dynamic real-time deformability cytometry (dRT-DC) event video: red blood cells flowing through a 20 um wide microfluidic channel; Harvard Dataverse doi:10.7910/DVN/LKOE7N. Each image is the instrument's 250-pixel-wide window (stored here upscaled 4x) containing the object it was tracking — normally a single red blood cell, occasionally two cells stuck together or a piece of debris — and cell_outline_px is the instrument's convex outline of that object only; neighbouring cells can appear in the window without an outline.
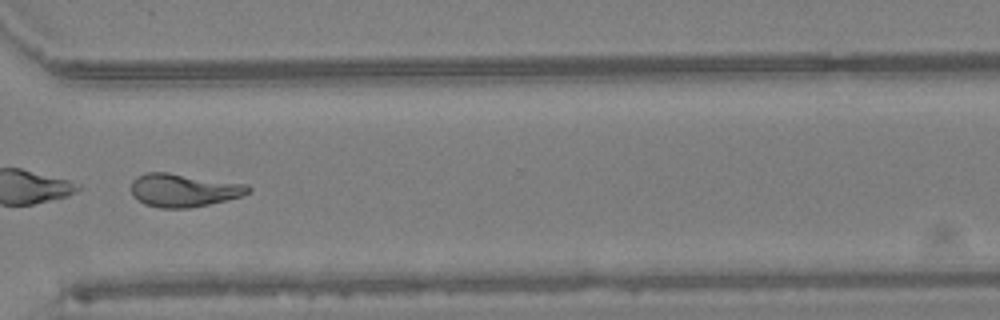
{"species": "Egyptian fruit bat (a non-hibernating species)", "species_latin": "Rousettus aegyptiacus", "temperature_condition": "warm", "stored_images_in_passage": 33, "camera_frame_rate_fps": 3000, "um_per_image_px": 0.085, "animal": {"sex": "female"}, "frame": {"image": 1, "passage_image": 28, "time_ms": 9.0, "image_size_px": [1000, 320], "cell_outline_px": [[252, 188], [248, 192], [240, 196], [228, 200], [188, 208], [160, 208], [144, 204], [136, 200], [132, 196], [132, 180], [136, 176], [148, 172], [168, 172], [248, 184]], "centroid_in_image_um": [15.59, 16.16], "position_along_channel_um": 355.0, "area_um2": 22.77}, "authors_computed_cell_mechanics": {"area_um2": 22.4842, "velocity_mm_per_s": 4.3328, "shape_relaxation_time_tau1_ms": 2.2732, "shape_relaxation_time_tau2_ms": 1.6288, "deformation_change_tau1": 0.2472, "deformation_change_tau2": 0.1141}}